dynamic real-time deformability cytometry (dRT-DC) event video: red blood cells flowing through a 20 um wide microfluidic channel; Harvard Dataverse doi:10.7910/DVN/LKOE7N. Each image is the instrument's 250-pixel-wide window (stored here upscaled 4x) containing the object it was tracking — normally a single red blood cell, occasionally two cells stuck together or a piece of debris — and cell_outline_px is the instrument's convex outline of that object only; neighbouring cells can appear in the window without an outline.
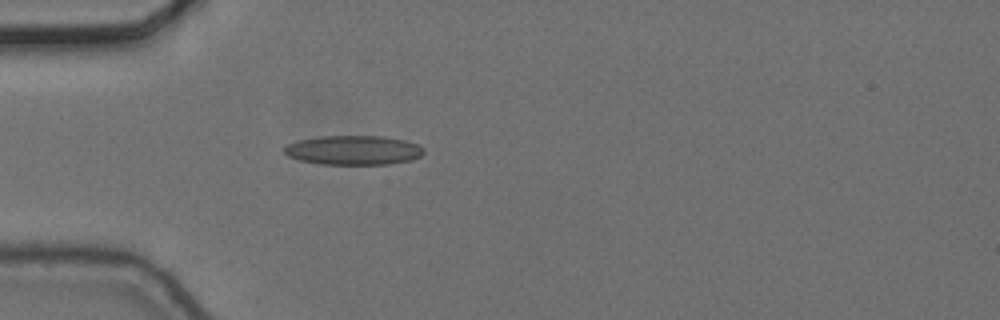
{"species": "common noctule bat (a hibernating species)", "species_latin": "Nyctalus noctula", "temperature_condition": "cold", "stored_images_in_passage": 3, "camera_frame_rate_fps": 3000, "um_per_image_px": 0.085, "animal": {"sex": "female", "body_mass_g": 24.6, "forearm_length_mm": 56.2}, "frame": {"image": 1, "passage_image": 3, "time_ms": 0.667, "image_size_px": [1000, 320], "cell_outline_px": [[424, 152], [420, 156], [412, 160], [388, 164], [320, 164], [300, 160], [288, 156], [284, 152], [284, 148], [288, 144], [296, 140], [316, 136], [384, 136], [404, 140], [416, 144], [424, 148]], "centroid_in_image_um": [30.03, 12.76], "position_along_channel_um": 55.0, "area_um2": 23.93}}